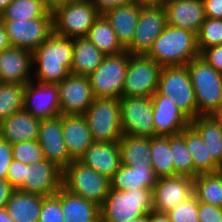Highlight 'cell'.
Segmentation results:
<instances>
[{
    "mask_svg": "<svg viewBox=\"0 0 222 222\" xmlns=\"http://www.w3.org/2000/svg\"><path fill=\"white\" fill-rule=\"evenodd\" d=\"M72 53L73 39L52 33L32 52V80L46 84L60 83L70 74Z\"/></svg>",
    "mask_w": 222,
    "mask_h": 222,
    "instance_id": "6da1fadb",
    "label": "cell"
},
{
    "mask_svg": "<svg viewBox=\"0 0 222 222\" xmlns=\"http://www.w3.org/2000/svg\"><path fill=\"white\" fill-rule=\"evenodd\" d=\"M148 57L161 66L187 65L200 56L197 34L172 25H166L155 39Z\"/></svg>",
    "mask_w": 222,
    "mask_h": 222,
    "instance_id": "7a4b0ae2",
    "label": "cell"
},
{
    "mask_svg": "<svg viewBox=\"0 0 222 222\" xmlns=\"http://www.w3.org/2000/svg\"><path fill=\"white\" fill-rule=\"evenodd\" d=\"M187 68L195 92L197 116L222 115V74L200 56L192 59Z\"/></svg>",
    "mask_w": 222,
    "mask_h": 222,
    "instance_id": "3957f363",
    "label": "cell"
},
{
    "mask_svg": "<svg viewBox=\"0 0 222 222\" xmlns=\"http://www.w3.org/2000/svg\"><path fill=\"white\" fill-rule=\"evenodd\" d=\"M152 211V189L119 191L110 188L108 196L100 207L101 222H128Z\"/></svg>",
    "mask_w": 222,
    "mask_h": 222,
    "instance_id": "277c9868",
    "label": "cell"
},
{
    "mask_svg": "<svg viewBox=\"0 0 222 222\" xmlns=\"http://www.w3.org/2000/svg\"><path fill=\"white\" fill-rule=\"evenodd\" d=\"M51 12L53 33L71 39L86 37L100 15L91 0H68Z\"/></svg>",
    "mask_w": 222,
    "mask_h": 222,
    "instance_id": "5b68a950",
    "label": "cell"
},
{
    "mask_svg": "<svg viewBox=\"0 0 222 222\" xmlns=\"http://www.w3.org/2000/svg\"><path fill=\"white\" fill-rule=\"evenodd\" d=\"M62 186L69 192L102 206L111 188L110 179L79 160H73L64 170Z\"/></svg>",
    "mask_w": 222,
    "mask_h": 222,
    "instance_id": "8992f818",
    "label": "cell"
},
{
    "mask_svg": "<svg viewBox=\"0 0 222 222\" xmlns=\"http://www.w3.org/2000/svg\"><path fill=\"white\" fill-rule=\"evenodd\" d=\"M84 116L94 142H119L123 135L120 99L94 98Z\"/></svg>",
    "mask_w": 222,
    "mask_h": 222,
    "instance_id": "52a82bcc",
    "label": "cell"
},
{
    "mask_svg": "<svg viewBox=\"0 0 222 222\" xmlns=\"http://www.w3.org/2000/svg\"><path fill=\"white\" fill-rule=\"evenodd\" d=\"M157 92L175 100L191 120L197 117L195 92L187 65L162 66Z\"/></svg>",
    "mask_w": 222,
    "mask_h": 222,
    "instance_id": "ba28073f",
    "label": "cell"
},
{
    "mask_svg": "<svg viewBox=\"0 0 222 222\" xmlns=\"http://www.w3.org/2000/svg\"><path fill=\"white\" fill-rule=\"evenodd\" d=\"M129 56L127 51L105 56L102 63L89 75L95 98L120 99L122 97Z\"/></svg>",
    "mask_w": 222,
    "mask_h": 222,
    "instance_id": "9c48e42d",
    "label": "cell"
},
{
    "mask_svg": "<svg viewBox=\"0 0 222 222\" xmlns=\"http://www.w3.org/2000/svg\"><path fill=\"white\" fill-rule=\"evenodd\" d=\"M161 69L147 55H130L122 97H151L158 89Z\"/></svg>",
    "mask_w": 222,
    "mask_h": 222,
    "instance_id": "30bf717a",
    "label": "cell"
},
{
    "mask_svg": "<svg viewBox=\"0 0 222 222\" xmlns=\"http://www.w3.org/2000/svg\"><path fill=\"white\" fill-rule=\"evenodd\" d=\"M122 133L135 137H155L151 97H121Z\"/></svg>",
    "mask_w": 222,
    "mask_h": 222,
    "instance_id": "8fae6325",
    "label": "cell"
},
{
    "mask_svg": "<svg viewBox=\"0 0 222 222\" xmlns=\"http://www.w3.org/2000/svg\"><path fill=\"white\" fill-rule=\"evenodd\" d=\"M167 25L163 6L143 7L131 43L125 48L130 55H147L155 39Z\"/></svg>",
    "mask_w": 222,
    "mask_h": 222,
    "instance_id": "7c38bea8",
    "label": "cell"
},
{
    "mask_svg": "<svg viewBox=\"0 0 222 222\" xmlns=\"http://www.w3.org/2000/svg\"><path fill=\"white\" fill-rule=\"evenodd\" d=\"M56 85L61 115H84L95 98L89 76L70 73Z\"/></svg>",
    "mask_w": 222,
    "mask_h": 222,
    "instance_id": "4fadbf2b",
    "label": "cell"
},
{
    "mask_svg": "<svg viewBox=\"0 0 222 222\" xmlns=\"http://www.w3.org/2000/svg\"><path fill=\"white\" fill-rule=\"evenodd\" d=\"M11 46L34 51L52 33V18L2 20Z\"/></svg>",
    "mask_w": 222,
    "mask_h": 222,
    "instance_id": "5bb4252c",
    "label": "cell"
},
{
    "mask_svg": "<svg viewBox=\"0 0 222 222\" xmlns=\"http://www.w3.org/2000/svg\"><path fill=\"white\" fill-rule=\"evenodd\" d=\"M152 192L153 211L167 213L194 195V178L178 175L158 178Z\"/></svg>",
    "mask_w": 222,
    "mask_h": 222,
    "instance_id": "9a60e30c",
    "label": "cell"
},
{
    "mask_svg": "<svg viewBox=\"0 0 222 222\" xmlns=\"http://www.w3.org/2000/svg\"><path fill=\"white\" fill-rule=\"evenodd\" d=\"M63 171L44 159L35 164H25L23 184L17 189L43 197L54 195L62 187Z\"/></svg>",
    "mask_w": 222,
    "mask_h": 222,
    "instance_id": "2e32d148",
    "label": "cell"
},
{
    "mask_svg": "<svg viewBox=\"0 0 222 222\" xmlns=\"http://www.w3.org/2000/svg\"><path fill=\"white\" fill-rule=\"evenodd\" d=\"M45 158L62 171L74 160L68 153L62 131V115L41 119L38 139Z\"/></svg>",
    "mask_w": 222,
    "mask_h": 222,
    "instance_id": "e0dca14e",
    "label": "cell"
},
{
    "mask_svg": "<svg viewBox=\"0 0 222 222\" xmlns=\"http://www.w3.org/2000/svg\"><path fill=\"white\" fill-rule=\"evenodd\" d=\"M151 100L155 137L177 135L190 126L191 119L176 106L174 99L171 100L156 91Z\"/></svg>",
    "mask_w": 222,
    "mask_h": 222,
    "instance_id": "ac0fdd59",
    "label": "cell"
},
{
    "mask_svg": "<svg viewBox=\"0 0 222 222\" xmlns=\"http://www.w3.org/2000/svg\"><path fill=\"white\" fill-rule=\"evenodd\" d=\"M23 109L39 119L60 115L57 85L38 83L33 80L27 83L24 90Z\"/></svg>",
    "mask_w": 222,
    "mask_h": 222,
    "instance_id": "d6986e66",
    "label": "cell"
},
{
    "mask_svg": "<svg viewBox=\"0 0 222 222\" xmlns=\"http://www.w3.org/2000/svg\"><path fill=\"white\" fill-rule=\"evenodd\" d=\"M32 51L10 46L0 52V83L26 85L32 81Z\"/></svg>",
    "mask_w": 222,
    "mask_h": 222,
    "instance_id": "ffe728a7",
    "label": "cell"
},
{
    "mask_svg": "<svg viewBox=\"0 0 222 222\" xmlns=\"http://www.w3.org/2000/svg\"><path fill=\"white\" fill-rule=\"evenodd\" d=\"M167 25L198 34L206 19L202 0H165Z\"/></svg>",
    "mask_w": 222,
    "mask_h": 222,
    "instance_id": "44dd1931",
    "label": "cell"
},
{
    "mask_svg": "<svg viewBox=\"0 0 222 222\" xmlns=\"http://www.w3.org/2000/svg\"><path fill=\"white\" fill-rule=\"evenodd\" d=\"M78 160L111 179L121 166L119 142H94Z\"/></svg>",
    "mask_w": 222,
    "mask_h": 222,
    "instance_id": "7402d4cb",
    "label": "cell"
},
{
    "mask_svg": "<svg viewBox=\"0 0 222 222\" xmlns=\"http://www.w3.org/2000/svg\"><path fill=\"white\" fill-rule=\"evenodd\" d=\"M157 177L152 168V163L132 164L125 166L121 164L120 168L110 179L111 189L119 191H128L141 188H154Z\"/></svg>",
    "mask_w": 222,
    "mask_h": 222,
    "instance_id": "603a6c76",
    "label": "cell"
},
{
    "mask_svg": "<svg viewBox=\"0 0 222 222\" xmlns=\"http://www.w3.org/2000/svg\"><path fill=\"white\" fill-rule=\"evenodd\" d=\"M62 131L68 153L74 160L94 143L84 115H62Z\"/></svg>",
    "mask_w": 222,
    "mask_h": 222,
    "instance_id": "cb8c5ba5",
    "label": "cell"
},
{
    "mask_svg": "<svg viewBox=\"0 0 222 222\" xmlns=\"http://www.w3.org/2000/svg\"><path fill=\"white\" fill-rule=\"evenodd\" d=\"M41 119L20 110L0 122V138L10 144L37 140Z\"/></svg>",
    "mask_w": 222,
    "mask_h": 222,
    "instance_id": "d4e9b609",
    "label": "cell"
},
{
    "mask_svg": "<svg viewBox=\"0 0 222 222\" xmlns=\"http://www.w3.org/2000/svg\"><path fill=\"white\" fill-rule=\"evenodd\" d=\"M61 203L64 222H101L100 206L73 194L63 186L55 193Z\"/></svg>",
    "mask_w": 222,
    "mask_h": 222,
    "instance_id": "484cf974",
    "label": "cell"
},
{
    "mask_svg": "<svg viewBox=\"0 0 222 222\" xmlns=\"http://www.w3.org/2000/svg\"><path fill=\"white\" fill-rule=\"evenodd\" d=\"M144 6L132 3L129 5L117 6L108 10L104 15L111 23L118 41L126 48L132 41L138 17Z\"/></svg>",
    "mask_w": 222,
    "mask_h": 222,
    "instance_id": "4316f807",
    "label": "cell"
},
{
    "mask_svg": "<svg viewBox=\"0 0 222 222\" xmlns=\"http://www.w3.org/2000/svg\"><path fill=\"white\" fill-rule=\"evenodd\" d=\"M186 140V145L194 164V178L201 173H214L222 167L213 159L207 144L200 134L190 125L180 133Z\"/></svg>",
    "mask_w": 222,
    "mask_h": 222,
    "instance_id": "83f0119b",
    "label": "cell"
},
{
    "mask_svg": "<svg viewBox=\"0 0 222 222\" xmlns=\"http://www.w3.org/2000/svg\"><path fill=\"white\" fill-rule=\"evenodd\" d=\"M105 56L87 37L74 38L70 73L89 76Z\"/></svg>",
    "mask_w": 222,
    "mask_h": 222,
    "instance_id": "f1b7e54d",
    "label": "cell"
},
{
    "mask_svg": "<svg viewBox=\"0 0 222 222\" xmlns=\"http://www.w3.org/2000/svg\"><path fill=\"white\" fill-rule=\"evenodd\" d=\"M43 196L14 190L6 209L15 222H39Z\"/></svg>",
    "mask_w": 222,
    "mask_h": 222,
    "instance_id": "f546056e",
    "label": "cell"
},
{
    "mask_svg": "<svg viewBox=\"0 0 222 222\" xmlns=\"http://www.w3.org/2000/svg\"><path fill=\"white\" fill-rule=\"evenodd\" d=\"M190 125L200 134L209 153L222 167V115L197 116Z\"/></svg>",
    "mask_w": 222,
    "mask_h": 222,
    "instance_id": "4dcf8cb0",
    "label": "cell"
},
{
    "mask_svg": "<svg viewBox=\"0 0 222 222\" xmlns=\"http://www.w3.org/2000/svg\"><path fill=\"white\" fill-rule=\"evenodd\" d=\"M86 37L106 56L125 51L104 14H100L95 20Z\"/></svg>",
    "mask_w": 222,
    "mask_h": 222,
    "instance_id": "1f68e13d",
    "label": "cell"
},
{
    "mask_svg": "<svg viewBox=\"0 0 222 222\" xmlns=\"http://www.w3.org/2000/svg\"><path fill=\"white\" fill-rule=\"evenodd\" d=\"M52 18L51 8L43 0H13L1 13V20Z\"/></svg>",
    "mask_w": 222,
    "mask_h": 222,
    "instance_id": "d6a6232c",
    "label": "cell"
},
{
    "mask_svg": "<svg viewBox=\"0 0 222 222\" xmlns=\"http://www.w3.org/2000/svg\"><path fill=\"white\" fill-rule=\"evenodd\" d=\"M121 153V164L131 166L132 164L152 163L150 152V138L135 137L123 134L119 140Z\"/></svg>",
    "mask_w": 222,
    "mask_h": 222,
    "instance_id": "836d02e7",
    "label": "cell"
},
{
    "mask_svg": "<svg viewBox=\"0 0 222 222\" xmlns=\"http://www.w3.org/2000/svg\"><path fill=\"white\" fill-rule=\"evenodd\" d=\"M194 194L198 202L222 208V170L198 174L194 178Z\"/></svg>",
    "mask_w": 222,
    "mask_h": 222,
    "instance_id": "e575fe53",
    "label": "cell"
},
{
    "mask_svg": "<svg viewBox=\"0 0 222 222\" xmlns=\"http://www.w3.org/2000/svg\"><path fill=\"white\" fill-rule=\"evenodd\" d=\"M152 168L157 178L174 176L173 158L170 153V136L150 138Z\"/></svg>",
    "mask_w": 222,
    "mask_h": 222,
    "instance_id": "d590c367",
    "label": "cell"
},
{
    "mask_svg": "<svg viewBox=\"0 0 222 222\" xmlns=\"http://www.w3.org/2000/svg\"><path fill=\"white\" fill-rule=\"evenodd\" d=\"M170 153L173 158L174 176L194 178V164L186 140L181 134L170 136Z\"/></svg>",
    "mask_w": 222,
    "mask_h": 222,
    "instance_id": "8d00e7d4",
    "label": "cell"
},
{
    "mask_svg": "<svg viewBox=\"0 0 222 222\" xmlns=\"http://www.w3.org/2000/svg\"><path fill=\"white\" fill-rule=\"evenodd\" d=\"M25 87L22 84L0 83V122L23 110Z\"/></svg>",
    "mask_w": 222,
    "mask_h": 222,
    "instance_id": "74e56055",
    "label": "cell"
},
{
    "mask_svg": "<svg viewBox=\"0 0 222 222\" xmlns=\"http://www.w3.org/2000/svg\"><path fill=\"white\" fill-rule=\"evenodd\" d=\"M214 45H222V19L206 17L197 34V47L199 53L205 48Z\"/></svg>",
    "mask_w": 222,
    "mask_h": 222,
    "instance_id": "f35d334b",
    "label": "cell"
},
{
    "mask_svg": "<svg viewBox=\"0 0 222 222\" xmlns=\"http://www.w3.org/2000/svg\"><path fill=\"white\" fill-rule=\"evenodd\" d=\"M12 157L26 165L35 164L46 159L37 140H27L12 144Z\"/></svg>",
    "mask_w": 222,
    "mask_h": 222,
    "instance_id": "ab89813d",
    "label": "cell"
},
{
    "mask_svg": "<svg viewBox=\"0 0 222 222\" xmlns=\"http://www.w3.org/2000/svg\"><path fill=\"white\" fill-rule=\"evenodd\" d=\"M171 222H200L198 216V199L194 194L191 198L178 204L166 213Z\"/></svg>",
    "mask_w": 222,
    "mask_h": 222,
    "instance_id": "60d3db41",
    "label": "cell"
},
{
    "mask_svg": "<svg viewBox=\"0 0 222 222\" xmlns=\"http://www.w3.org/2000/svg\"><path fill=\"white\" fill-rule=\"evenodd\" d=\"M59 198L54 194L43 198L39 222H64Z\"/></svg>",
    "mask_w": 222,
    "mask_h": 222,
    "instance_id": "b9f144b4",
    "label": "cell"
},
{
    "mask_svg": "<svg viewBox=\"0 0 222 222\" xmlns=\"http://www.w3.org/2000/svg\"><path fill=\"white\" fill-rule=\"evenodd\" d=\"M200 222H222V208L203 202H198Z\"/></svg>",
    "mask_w": 222,
    "mask_h": 222,
    "instance_id": "7bdbcfd3",
    "label": "cell"
},
{
    "mask_svg": "<svg viewBox=\"0 0 222 222\" xmlns=\"http://www.w3.org/2000/svg\"><path fill=\"white\" fill-rule=\"evenodd\" d=\"M202 57L217 72L222 74V45H214L205 48L201 53Z\"/></svg>",
    "mask_w": 222,
    "mask_h": 222,
    "instance_id": "ee69618b",
    "label": "cell"
},
{
    "mask_svg": "<svg viewBox=\"0 0 222 222\" xmlns=\"http://www.w3.org/2000/svg\"><path fill=\"white\" fill-rule=\"evenodd\" d=\"M25 163L12 159L8 169L7 180L17 190L24 182Z\"/></svg>",
    "mask_w": 222,
    "mask_h": 222,
    "instance_id": "f6af8a7d",
    "label": "cell"
},
{
    "mask_svg": "<svg viewBox=\"0 0 222 222\" xmlns=\"http://www.w3.org/2000/svg\"><path fill=\"white\" fill-rule=\"evenodd\" d=\"M12 159V144L0 138V179L7 178Z\"/></svg>",
    "mask_w": 222,
    "mask_h": 222,
    "instance_id": "bcb514c9",
    "label": "cell"
},
{
    "mask_svg": "<svg viewBox=\"0 0 222 222\" xmlns=\"http://www.w3.org/2000/svg\"><path fill=\"white\" fill-rule=\"evenodd\" d=\"M91 2L100 14H105L117 6L135 3V0H91Z\"/></svg>",
    "mask_w": 222,
    "mask_h": 222,
    "instance_id": "7dc6e473",
    "label": "cell"
},
{
    "mask_svg": "<svg viewBox=\"0 0 222 222\" xmlns=\"http://www.w3.org/2000/svg\"><path fill=\"white\" fill-rule=\"evenodd\" d=\"M207 18L222 19V0H202Z\"/></svg>",
    "mask_w": 222,
    "mask_h": 222,
    "instance_id": "c3c4849f",
    "label": "cell"
},
{
    "mask_svg": "<svg viewBox=\"0 0 222 222\" xmlns=\"http://www.w3.org/2000/svg\"><path fill=\"white\" fill-rule=\"evenodd\" d=\"M14 188L7 179H0V208L6 207Z\"/></svg>",
    "mask_w": 222,
    "mask_h": 222,
    "instance_id": "681fc988",
    "label": "cell"
},
{
    "mask_svg": "<svg viewBox=\"0 0 222 222\" xmlns=\"http://www.w3.org/2000/svg\"><path fill=\"white\" fill-rule=\"evenodd\" d=\"M10 46L11 45L9 42L8 34L6 32V29H5V26L2 22V20L0 19V52L4 51L5 49H7Z\"/></svg>",
    "mask_w": 222,
    "mask_h": 222,
    "instance_id": "f907efd6",
    "label": "cell"
},
{
    "mask_svg": "<svg viewBox=\"0 0 222 222\" xmlns=\"http://www.w3.org/2000/svg\"><path fill=\"white\" fill-rule=\"evenodd\" d=\"M149 222H171V220L166 213H157L152 211L149 213Z\"/></svg>",
    "mask_w": 222,
    "mask_h": 222,
    "instance_id": "816d5d0a",
    "label": "cell"
},
{
    "mask_svg": "<svg viewBox=\"0 0 222 222\" xmlns=\"http://www.w3.org/2000/svg\"><path fill=\"white\" fill-rule=\"evenodd\" d=\"M165 0H135V3L144 7L148 6H163Z\"/></svg>",
    "mask_w": 222,
    "mask_h": 222,
    "instance_id": "f5cc1de1",
    "label": "cell"
},
{
    "mask_svg": "<svg viewBox=\"0 0 222 222\" xmlns=\"http://www.w3.org/2000/svg\"><path fill=\"white\" fill-rule=\"evenodd\" d=\"M0 222H15L10 215L8 214V211L5 207L0 208Z\"/></svg>",
    "mask_w": 222,
    "mask_h": 222,
    "instance_id": "db71d44e",
    "label": "cell"
},
{
    "mask_svg": "<svg viewBox=\"0 0 222 222\" xmlns=\"http://www.w3.org/2000/svg\"><path fill=\"white\" fill-rule=\"evenodd\" d=\"M128 222H149V213L135 217L134 219L129 220Z\"/></svg>",
    "mask_w": 222,
    "mask_h": 222,
    "instance_id": "11a10c76",
    "label": "cell"
},
{
    "mask_svg": "<svg viewBox=\"0 0 222 222\" xmlns=\"http://www.w3.org/2000/svg\"><path fill=\"white\" fill-rule=\"evenodd\" d=\"M51 9L60 3H64L68 0H43Z\"/></svg>",
    "mask_w": 222,
    "mask_h": 222,
    "instance_id": "9f6ffc18",
    "label": "cell"
},
{
    "mask_svg": "<svg viewBox=\"0 0 222 222\" xmlns=\"http://www.w3.org/2000/svg\"><path fill=\"white\" fill-rule=\"evenodd\" d=\"M13 0H0V15Z\"/></svg>",
    "mask_w": 222,
    "mask_h": 222,
    "instance_id": "6f0895ef",
    "label": "cell"
}]
</instances>
